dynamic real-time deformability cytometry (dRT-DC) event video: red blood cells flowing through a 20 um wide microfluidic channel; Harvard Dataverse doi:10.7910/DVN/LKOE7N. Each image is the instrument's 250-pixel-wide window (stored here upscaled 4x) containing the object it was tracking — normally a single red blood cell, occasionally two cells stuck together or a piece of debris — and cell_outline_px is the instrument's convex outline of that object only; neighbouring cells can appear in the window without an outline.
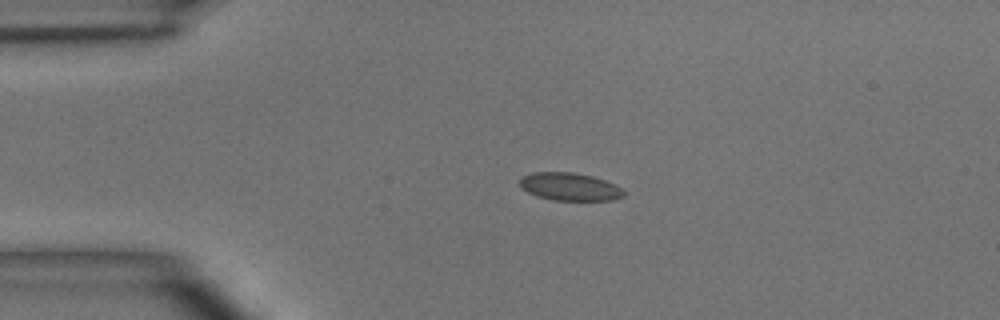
{"species": "common noctule bat (a hibernating species)", "species_latin": "Nyctalus noctula", "temperature_condition": "room temperature", "stored_images_in_passage": 4, "camera_frame_rate_fps": 3000, "um_per_image_px": 0.085, "animal": {"sex": "male", "body_mass_g": 15.6}, "frame": {"image": 1, "passage_image": 3, "time_ms": 2.667, "image_size_px": [1000, 320], "cell_outline_px": [[624, 196], [612, 200], [552, 200], [528, 192], [520, 188], [520, 176], [532, 172], [572, 172], [592, 176], [616, 184], [624, 192]], "centroid_in_image_um": [48.4, 15.86], "position_along_channel_um": 36.6, "area_um2": 16.82}}